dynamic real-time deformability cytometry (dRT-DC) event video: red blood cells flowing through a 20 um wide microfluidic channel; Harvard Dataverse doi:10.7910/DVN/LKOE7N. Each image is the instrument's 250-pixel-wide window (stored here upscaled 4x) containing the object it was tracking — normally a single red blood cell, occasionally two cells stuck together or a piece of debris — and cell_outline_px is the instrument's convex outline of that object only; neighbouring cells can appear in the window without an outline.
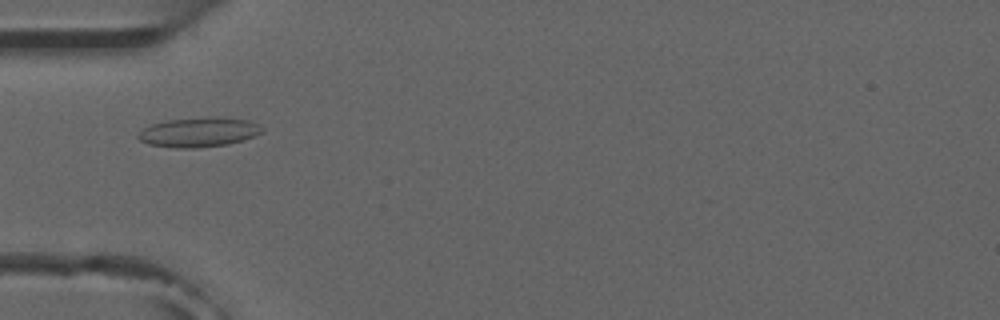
{"species": "common noctule bat (a hibernating species)", "species_latin": "Nyctalus noctula", "temperature_condition": "room temperature", "stored_images_in_passage": 8, "camera_frame_rate_fps": 3000, "um_per_image_px": 0.085, "animal": {"sex": "male", "forearm_length_mm": 52.5}, "frame": {"image": 1, "passage_image": 5, "time_ms": 5.0, "image_size_px": [1000, 320], "cell_outline_px": [[264, 132], [244, 140], [228, 144], [196, 148], [176, 148], [148, 144], [140, 140], [136, 136], [144, 128], [152, 124], [168, 120], [216, 116], [248, 120], [264, 128]], "centroid_in_image_um": [16.92, 11.24], "position_along_channel_um": 68.1, "area_um2": 21.39}}
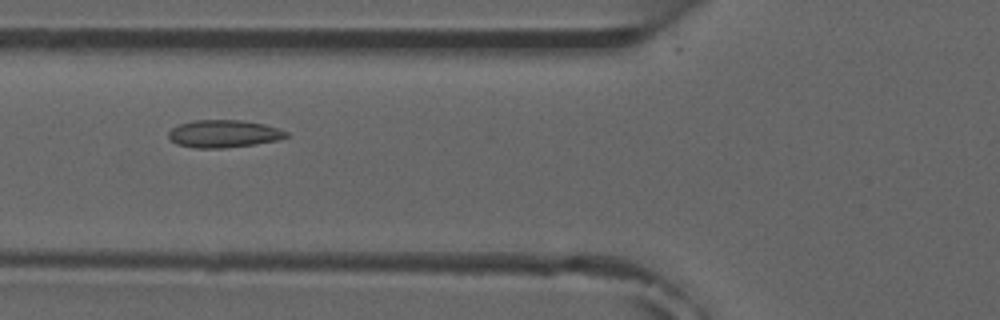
{"frame": {"image": 2, "passage_image": 6, "time_ms": 6.0, "image_size_px": [1000, 320], "cell_outline_px": [[288, 136], [280, 140], [256, 144], [224, 148], [196, 148], [176, 144], [168, 136], [168, 132], [172, 128], [180, 124], [196, 120], [240, 120], [264, 124], [288, 132]], "centroid_in_image_um": [19.03, 11.37], "position_along_channel_um": 106.8, "area_um2": 18.84}}
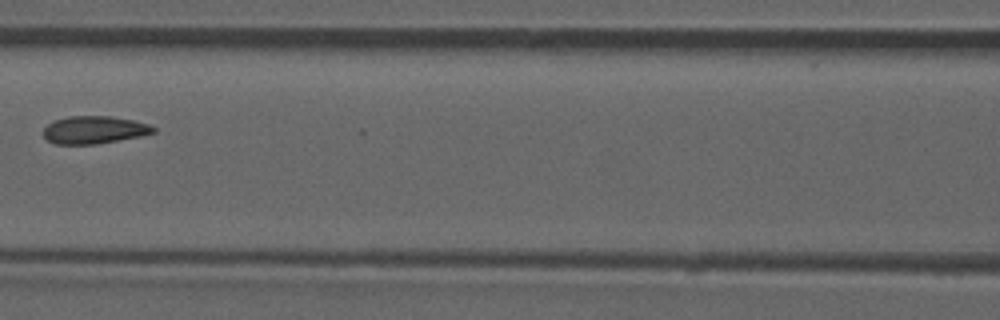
{"frame": {"image": 3, "passage_image": 7, "time_ms": 7.333, "image_size_px": [1000, 320], "cell_outline_px": [[156, 132], [140, 136], [96, 144], [56, 144], [48, 140], [44, 136], [44, 128], [48, 124], [56, 120], [68, 116], [112, 116], [136, 120], [148, 124], [156, 128]], "centroid_in_image_um": [8.04, 11.03], "position_along_channel_um": 158.6, "area_um2": 17.69}}